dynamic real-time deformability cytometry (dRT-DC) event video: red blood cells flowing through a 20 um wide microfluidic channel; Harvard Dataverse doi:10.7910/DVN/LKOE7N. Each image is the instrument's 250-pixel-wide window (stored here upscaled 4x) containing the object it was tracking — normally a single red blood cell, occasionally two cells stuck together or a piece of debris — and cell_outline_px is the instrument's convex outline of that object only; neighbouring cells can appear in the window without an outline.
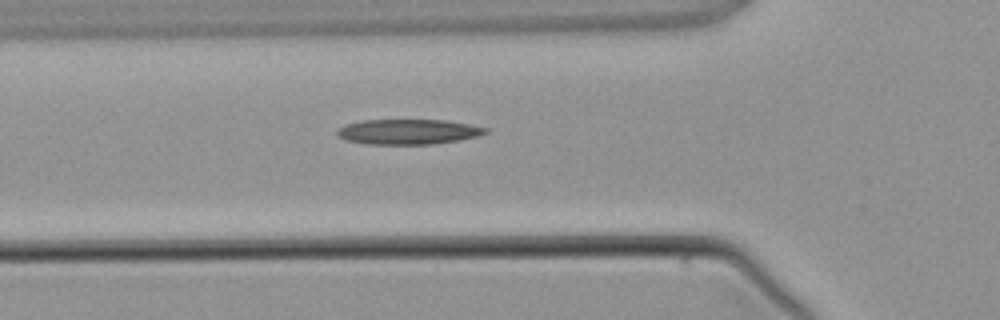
{"species": "common noctule bat (a hibernating species)", "species_latin": "Nyctalus noctula", "temperature_condition": "warm", "stored_images_in_passage": 2, "camera_frame_rate_fps": 3000, "um_per_image_px": 0.085, "animal": {"sex": "male", "body_mass_g": 21.5, "forearm_length_mm": 52.0}, "frame": {"image": 1, "passage_image": 2, "time_ms": 1.667, "image_size_px": [1000, 320], "cell_outline_px": [[488, 132], [476, 136], [460, 140], [436, 144], [368, 144], [344, 140], [336, 136], [336, 132], [344, 124], [360, 120], [444, 120], [468, 124], [488, 128]], "centroid_in_image_um": [34.65, 11.2], "position_along_channel_um": 91.2, "area_um2": 21.85}}